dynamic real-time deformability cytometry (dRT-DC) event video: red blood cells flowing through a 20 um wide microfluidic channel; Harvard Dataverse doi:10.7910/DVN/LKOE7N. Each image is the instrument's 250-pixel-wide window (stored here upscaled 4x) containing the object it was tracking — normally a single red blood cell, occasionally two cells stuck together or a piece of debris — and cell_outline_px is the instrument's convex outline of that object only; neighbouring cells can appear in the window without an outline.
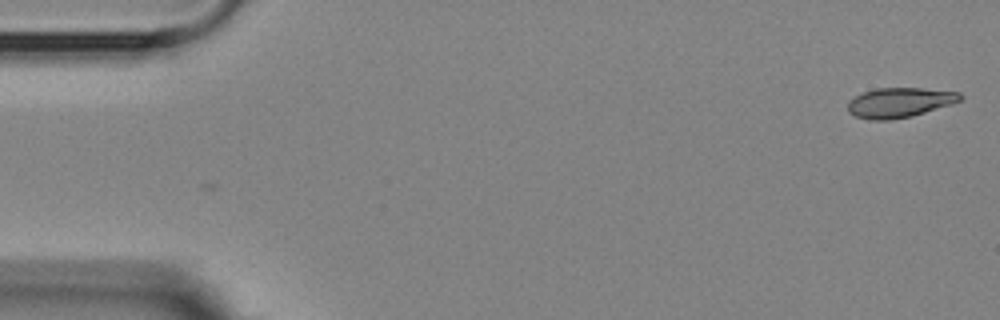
{"species": "Egyptian fruit bat (a non-hibernating species)", "species_latin": "Rousettus aegyptiacus", "temperature_condition": "room temperature", "stored_images_in_passage": 2, "camera_frame_rate_fps": 3000, "um_per_image_px": 0.085, "animal": {"sex": "female"}, "frame": {"image": 1, "passage_image": 2, "time_ms": 1.333, "image_size_px": [1000, 320], "cell_outline_px": [[964, 96], [960, 100], [952, 104], [912, 116], [888, 120], [868, 120], [856, 116], [848, 112], [848, 100], [864, 92], [876, 88], [920, 88], [960, 92]], "centroid_in_image_um": [76.46, 8.72], "position_along_channel_um": 8.5, "area_um2": 19.54}}